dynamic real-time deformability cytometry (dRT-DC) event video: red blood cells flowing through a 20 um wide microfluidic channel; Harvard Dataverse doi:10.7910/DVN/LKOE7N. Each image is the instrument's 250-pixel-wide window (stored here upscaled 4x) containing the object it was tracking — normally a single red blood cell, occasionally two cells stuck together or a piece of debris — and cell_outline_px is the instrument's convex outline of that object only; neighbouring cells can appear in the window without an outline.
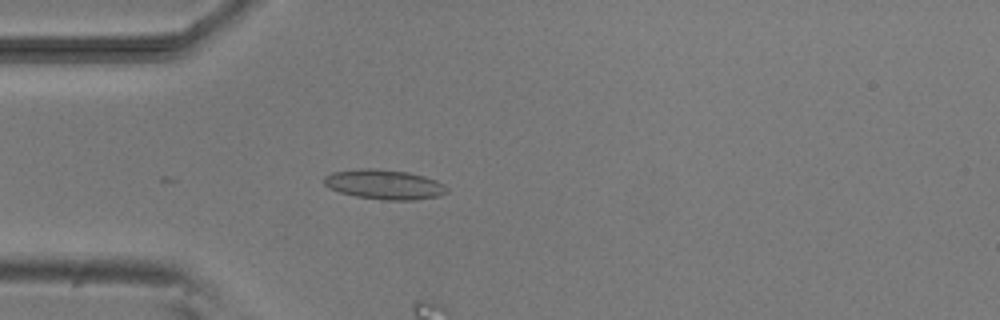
{"species": "common noctule bat (a hibernating species)", "species_latin": "Nyctalus noctula", "temperature_condition": "room temperature", "stored_images_in_passage": 5, "camera_frame_rate_fps": 3000, "um_per_image_px": 0.085, "animal": {"sex": "male", "body_mass_g": 20.5, "forearm_length_mm": 52.5}, "frame": {"image": 1, "passage_image": 5, "time_ms": 4.333, "image_size_px": [1000, 320], "cell_outline_px": [[448, 192], [440, 196], [412, 200], [384, 200], [356, 196], [340, 192], [328, 188], [324, 184], [324, 176], [332, 172], [360, 168], [376, 168], [408, 172], [424, 176], [436, 180], [444, 184], [448, 188]], "centroid_in_image_um": [32.67, 15.67], "position_along_channel_um": 52.3, "area_um2": 21.44}}